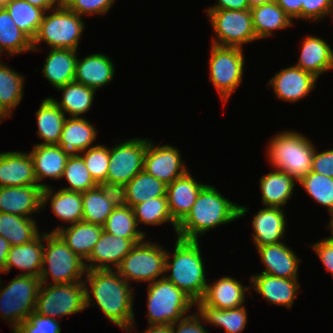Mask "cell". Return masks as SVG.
<instances>
[{
  "mask_svg": "<svg viewBox=\"0 0 333 333\" xmlns=\"http://www.w3.org/2000/svg\"><path fill=\"white\" fill-rule=\"evenodd\" d=\"M96 128L81 117L66 118L58 145L68 156H80V152L91 148L96 139Z\"/></svg>",
  "mask_w": 333,
  "mask_h": 333,
  "instance_id": "cell-23",
  "label": "cell"
},
{
  "mask_svg": "<svg viewBox=\"0 0 333 333\" xmlns=\"http://www.w3.org/2000/svg\"><path fill=\"white\" fill-rule=\"evenodd\" d=\"M166 250L159 244L142 241L136 243L132 250L123 258L116 271L129 281L154 282L165 273Z\"/></svg>",
  "mask_w": 333,
  "mask_h": 333,
  "instance_id": "cell-11",
  "label": "cell"
},
{
  "mask_svg": "<svg viewBox=\"0 0 333 333\" xmlns=\"http://www.w3.org/2000/svg\"><path fill=\"white\" fill-rule=\"evenodd\" d=\"M298 182L305 191L322 206L327 207L329 212L333 211V178L319 173L310 172L303 176Z\"/></svg>",
  "mask_w": 333,
  "mask_h": 333,
  "instance_id": "cell-46",
  "label": "cell"
},
{
  "mask_svg": "<svg viewBox=\"0 0 333 333\" xmlns=\"http://www.w3.org/2000/svg\"><path fill=\"white\" fill-rule=\"evenodd\" d=\"M285 212L283 207L265 206L260 209L252 221L254 231L253 242L257 247L277 244L285 235Z\"/></svg>",
  "mask_w": 333,
  "mask_h": 333,
  "instance_id": "cell-21",
  "label": "cell"
},
{
  "mask_svg": "<svg viewBox=\"0 0 333 333\" xmlns=\"http://www.w3.org/2000/svg\"><path fill=\"white\" fill-rule=\"evenodd\" d=\"M205 185L195 181L189 171L167 185L166 198L169 212L177 224L190 212L200 190Z\"/></svg>",
  "mask_w": 333,
  "mask_h": 333,
  "instance_id": "cell-18",
  "label": "cell"
},
{
  "mask_svg": "<svg viewBox=\"0 0 333 333\" xmlns=\"http://www.w3.org/2000/svg\"><path fill=\"white\" fill-rule=\"evenodd\" d=\"M44 239L47 245H44L43 266L39 276L41 283L46 284L49 275L52 276L53 284L83 282L81 276L86 271L84 260L56 232L44 233Z\"/></svg>",
  "mask_w": 333,
  "mask_h": 333,
  "instance_id": "cell-7",
  "label": "cell"
},
{
  "mask_svg": "<svg viewBox=\"0 0 333 333\" xmlns=\"http://www.w3.org/2000/svg\"><path fill=\"white\" fill-rule=\"evenodd\" d=\"M83 219L82 221L103 226L115 206L108 201L97 186L82 192Z\"/></svg>",
  "mask_w": 333,
  "mask_h": 333,
  "instance_id": "cell-43",
  "label": "cell"
},
{
  "mask_svg": "<svg viewBox=\"0 0 333 333\" xmlns=\"http://www.w3.org/2000/svg\"><path fill=\"white\" fill-rule=\"evenodd\" d=\"M317 80L312 73L293 65L281 69L268 84L273 87L277 98L295 102L309 94L315 88Z\"/></svg>",
  "mask_w": 333,
  "mask_h": 333,
  "instance_id": "cell-16",
  "label": "cell"
},
{
  "mask_svg": "<svg viewBox=\"0 0 333 333\" xmlns=\"http://www.w3.org/2000/svg\"><path fill=\"white\" fill-rule=\"evenodd\" d=\"M30 50L33 51L32 40L17 27L7 10L0 7V56L3 51L12 56Z\"/></svg>",
  "mask_w": 333,
  "mask_h": 333,
  "instance_id": "cell-39",
  "label": "cell"
},
{
  "mask_svg": "<svg viewBox=\"0 0 333 333\" xmlns=\"http://www.w3.org/2000/svg\"><path fill=\"white\" fill-rule=\"evenodd\" d=\"M254 290L264 299L275 305L292 307L293 301L300 288L297 279H287L268 275L265 273L251 276Z\"/></svg>",
  "mask_w": 333,
  "mask_h": 333,
  "instance_id": "cell-22",
  "label": "cell"
},
{
  "mask_svg": "<svg viewBox=\"0 0 333 333\" xmlns=\"http://www.w3.org/2000/svg\"><path fill=\"white\" fill-rule=\"evenodd\" d=\"M257 250L263 265L266 267L265 271L261 273L287 279H298V265L301 260L284 242L257 247Z\"/></svg>",
  "mask_w": 333,
  "mask_h": 333,
  "instance_id": "cell-20",
  "label": "cell"
},
{
  "mask_svg": "<svg viewBox=\"0 0 333 333\" xmlns=\"http://www.w3.org/2000/svg\"><path fill=\"white\" fill-rule=\"evenodd\" d=\"M330 214L332 216H331V220H330V223H329L330 225H328V226H329V229L332 232V235L330 237H328V239L333 240V211H331Z\"/></svg>",
  "mask_w": 333,
  "mask_h": 333,
  "instance_id": "cell-62",
  "label": "cell"
},
{
  "mask_svg": "<svg viewBox=\"0 0 333 333\" xmlns=\"http://www.w3.org/2000/svg\"><path fill=\"white\" fill-rule=\"evenodd\" d=\"M247 207L238 206L224 198L215 187L205 185L199 192L193 207L178 224L177 238L198 241V235L221 224L230 223L246 215Z\"/></svg>",
  "mask_w": 333,
  "mask_h": 333,
  "instance_id": "cell-1",
  "label": "cell"
},
{
  "mask_svg": "<svg viewBox=\"0 0 333 333\" xmlns=\"http://www.w3.org/2000/svg\"><path fill=\"white\" fill-rule=\"evenodd\" d=\"M207 12L216 33L212 44L242 48L244 44L257 40L250 9H207Z\"/></svg>",
  "mask_w": 333,
  "mask_h": 333,
  "instance_id": "cell-12",
  "label": "cell"
},
{
  "mask_svg": "<svg viewBox=\"0 0 333 333\" xmlns=\"http://www.w3.org/2000/svg\"><path fill=\"white\" fill-rule=\"evenodd\" d=\"M10 243L3 236H0V272H5V264L7 260V254L10 250Z\"/></svg>",
  "mask_w": 333,
  "mask_h": 333,
  "instance_id": "cell-57",
  "label": "cell"
},
{
  "mask_svg": "<svg viewBox=\"0 0 333 333\" xmlns=\"http://www.w3.org/2000/svg\"><path fill=\"white\" fill-rule=\"evenodd\" d=\"M311 172L333 178V149L318 153L315 148Z\"/></svg>",
  "mask_w": 333,
  "mask_h": 333,
  "instance_id": "cell-52",
  "label": "cell"
},
{
  "mask_svg": "<svg viewBox=\"0 0 333 333\" xmlns=\"http://www.w3.org/2000/svg\"><path fill=\"white\" fill-rule=\"evenodd\" d=\"M80 156L94 181L97 184L105 182L109 165V148L104 145H93Z\"/></svg>",
  "mask_w": 333,
  "mask_h": 333,
  "instance_id": "cell-47",
  "label": "cell"
},
{
  "mask_svg": "<svg viewBox=\"0 0 333 333\" xmlns=\"http://www.w3.org/2000/svg\"><path fill=\"white\" fill-rule=\"evenodd\" d=\"M143 170L169 185L184 175L187 167L182 163L179 150L171 145H155L147 140Z\"/></svg>",
  "mask_w": 333,
  "mask_h": 333,
  "instance_id": "cell-14",
  "label": "cell"
},
{
  "mask_svg": "<svg viewBox=\"0 0 333 333\" xmlns=\"http://www.w3.org/2000/svg\"><path fill=\"white\" fill-rule=\"evenodd\" d=\"M303 40L297 67L312 73L317 78L333 69V50L326 41L315 36Z\"/></svg>",
  "mask_w": 333,
  "mask_h": 333,
  "instance_id": "cell-29",
  "label": "cell"
},
{
  "mask_svg": "<svg viewBox=\"0 0 333 333\" xmlns=\"http://www.w3.org/2000/svg\"><path fill=\"white\" fill-rule=\"evenodd\" d=\"M11 0H0V7H3L7 3H9Z\"/></svg>",
  "mask_w": 333,
  "mask_h": 333,
  "instance_id": "cell-63",
  "label": "cell"
},
{
  "mask_svg": "<svg viewBox=\"0 0 333 333\" xmlns=\"http://www.w3.org/2000/svg\"><path fill=\"white\" fill-rule=\"evenodd\" d=\"M11 115L12 113H10L0 101V123L5 117H11Z\"/></svg>",
  "mask_w": 333,
  "mask_h": 333,
  "instance_id": "cell-60",
  "label": "cell"
},
{
  "mask_svg": "<svg viewBox=\"0 0 333 333\" xmlns=\"http://www.w3.org/2000/svg\"><path fill=\"white\" fill-rule=\"evenodd\" d=\"M42 191L39 185L0 187V213L32 218L30 214L43 209Z\"/></svg>",
  "mask_w": 333,
  "mask_h": 333,
  "instance_id": "cell-17",
  "label": "cell"
},
{
  "mask_svg": "<svg viewBox=\"0 0 333 333\" xmlns=\"http://www.w3.org/2000/svg\"><path fill=\"white\" fill-rule=\"evenodd\" d=\"M31 5L43 9L45 12L53 10L52 8L57 4L59 6L62 0H25Z\"/></svg>",
  "mask_w": 333,
  "mask_h": 333,
  "instance_id": "cell-58",
  "label": "cell"
},
{
  "mask_svg": "<svg viewBox=\"0 0 333 333\" xmlns=\"http://www.w3.org/2000/svg\"><path fill=\"white\" fill-rule=\"evenodd\" d=\"M115 0H62V3L79 16L106 14Z\"/></svg>",
  "mask_w": 333,
  "mask_h": 333,
  "instance_id": "cell-49",
  "label": "cell"
},
{
  "mask_svg": "<svg viewBox=\"0 0 333 333\" xmlns=\"http://www.w3.org/2000/svg\"><path fill=\"white\" fill-rule=\"evenodd\" d=\"M56 8V9H55ZM52 14L44 13L39 30L32 40L33 51L37 44L45 42L51 49H78L79 39L84 30V22L75 12L68 9L63 3L54 7Z\"/></svg>",
  "mask_w": 333,
  "mask_h": 333,
  "instance_id": "cell-6",
  "label": "cell"
},
{
  "mask_svg": "<svg viewBox=\"0 0 333 333\" xmlns=\"http://www.w3.org/2000/svg\"><path fill=\"white\" fill-rule=\"evenodd\" d=\"M141 333H172V324L149 325L148 329Z\"/></svg>",
  "mask_w": 333,
  "mask_h": 333,
  "instance_id": "cell-59",
  "label": "cell"
},
{
  "mask_svg": "<svg viewBox=\"0 0 333 333\" xmlns=\"http://www.w3.org/2000/svg\"><path fill=\"white\" fill-rule=\"evenodd\" d=\"M282 10L293 20L301 18L303 0H275Z\"/></svg>",
  "mask_w": 333,
  "mask_h": 333,
  "instance_id": "cell-55",
  "label": "cell"
},
{
  "mask_svg": "<svg viewBox=\"0 0 333 333\" xmlns=\"http://www.w3.org/2000/svg\"><path fill=\"white\" fill-rule=\"evenodd\" d=\"M250 10L257 39L272 35L273 30L283 29L292 25V19L275 0L253 6Z\"/></svg>",
  "mask_w": 333,
  "mask_h": 333,
  "instance_id": "cell-32",
  "label": "cell"
},
{
  "mask_svg": "<svg viewBox=\"0 0 333 333\" xmlns=\"http://www.w3.org/2000/svg\"><path fill=\"white\" fill-rule=\"evenodd\" d=\"M333 15V0H303L301 19L319 20L326 15Z\"/></svg>",
  "mask_w": 333,
  "mask_h": 333,
  "instance_id": "cell-50",
  "label": "cell"
},
{
  "mask_svg": "<svg viewBox=\"0 0 333 333\" xmlns=\"http://www.w3.org/2000/svg\"><path fill=\"white\" fill-rule=\"evenodd\" d=\"M147 139L126 140L109 149V165L106 181L126 185L143 171Z\"/></svg>",
  "mask_w": 333,
  "mask_h": 333,
  "instance_id": "cell-13",
  "label": "cell"
},
{
  "mask_svg": "<svg viewBox=\"0 0 333 333\" xmlns=\"http://www.w3.org/2000/svg\"><path fill=\"white\" fill-rule=\"evenodd\" d=\"M64 177L70 184L69 187L62 188L64 190L82 193L98 186L91 177L81 156L68 158L61 178Z\"/></svg>",
  "mask_w": 333,
  "mask_h": 333,
  "instance_id": "cell-45",
  "label": "cell"
},
{
  "mask_svg": "<svg viewBox=\"0 0 333 333\" xmlns=\"http://www.w3.org/2000/svg\"><path fill=\"white\" fill-rule=\"evenodd\" d=\"M149 325L173 324L184 318L195 301L164 276L149 284Z\"/></svg>",
  "mask_w": 333,
  "mask_h": 333,
  "instance_id": "cell-8",
  "label": "cell"
},
{
  "mask_svg": "<svg viewBox=\"0 0 333 333\" xmlns=\"http://www.w3.org/2000/svg\"><path fill=\"white\" fill-rule=\"evenodd\" d=\"M144 239H128L111 235L103 230L90 256L85 261L86 270H106L118 268L123 258L132 250L136 243Z\"/></svg>",
  "mask_w": 333,
  "mask_h": 333,
  "instance_id": "cell-15",
  "label": "cell"
},
{
  "mask_svg": "<svg viewBox=\"0 0 333 333\" xmlns=\"http://www.w3.org/2000/svg\"><path fill=\"white\" fill-rule=\"evenodd\" d=\"M98 187L101 189L108 201L115 207L128 205L126 186L124 184L105 181L98 183Z\"/></svg>",
  "mask_w": 333,
  "mask_h": 333,
  "instance_id": "cell-51",
  "label": "cell"
},
{
  "mask_svg": "<svg viewBox=\"0 0 333 333\" xmlns=\"http://www.w3.org/2000/svg\"><path fill=\"white\" fill-rule=\"evenodd\" d=\"M270 1H272V0H248V3L250 5V7H253V6L260 5L265 2H270Z\"/></svg>",
  "mask_w": 333,
  "mask_h": 333,
  "instance_id": "cell-61",
  "label": "cell"
},
{
  "mask_svg": "<svg viewBox=\"0 0 333 333\" xmlns=\"http://www.w3.org/2000/svg\"><path fill=\"white\" fill-rule=\"evenodd\" d=\"M38 136L44 140L43 145H58L64 122L65 113L49 97L42 101L36 111Z\"/></svg>",
  "mask_w": 333,
  "mask_h": 333,
  "instance_id": "cell-34",
  "label": "cell"
},
{
  "mask_svg": "<svg viewBox=\"0 0 333 333\" xmlns=\"http://www.w3.org/2000/svg\"><path fill=\"white\" fill-rule=\"evenodd\" d=\"M250 8L248 0H217V4L208 9L246 10Z\"/></svg>",
  "mask_w": 333,
  "mask_h": 333,
  "instance_id": "cell-56",
  "label": "cell"
},
{
  "mask_svg": "<svg viewBox=\"0 0 333 333\" xmlns=\"http://www.w3.org/2000/svg\"><path fill=\"white\" fill-rule=\"evenodd\" d=\"M197 313L185 316L172 324V333H208ZM179 324V325H177ZM177 325V326H176ZM175 327H177L175 329Z\"/></svg>",
  "mask_w": 333,
  "mask_h": 333,
  "instance_id": "cell-53",
  "label": "cell"
},
{
  "mask_svg": "<svg viewBox=\"0 0 333 333\" xmlns=\"http://www.w3.org/2000/svg\"><path fill=\"white\" fill-rule=\"evenodd\" d=\"M312 247L323 262L326 270L333 276V240L325 238L321 242L313 244Z\"/></svg>",
  "mask_w": 333,
  "mask_h": 333,
  "instance_id": "cell-54",
  "label": "cell"
},
{
  "mask_svg": "<svg viewBox=\"0 0 333 333\" xmlns=\"http://www.w3.org/2000/svg\"><path fill=\"white\" fill-rule=\"evenodd\" d=\"M38 185L33 161L20 151L0 153V187Z\"/></svg>",
  "mask_w": 333,
  "mask_h": 333,
  "instance_id": "cell-19",
  "label": "cell"
},
{
  "mask_svg": "<svg viewBox=\"0 0 333 333\" xmlns=\"http://www.w3.org/2000/svg\"><path fill=\"white\" fill-rule=\"evenodd\" d=\"M57 90L63 91L61 102H57L52 97L50 98L65 114L67 113L71 117H80L81 114L83 115V113L91 109L96 91L75 81L67 83L57 88Z\"/></svg>",
  "mask_w": 333,
  "mask_h": 333,
  "instance_id": "cell-36",
  "label": "cell"
},
{
  "mask_svg": "<svg viewBox=\"0 0 333 333\" xmlns=\"http://www.w3.org/2000/svg\"><path fill=\"white\" fill-rule=\"evenodd\" d=\"M24 77L0 60V101L11 113L23 99Z\"/></svg>",
  "mask_w": 333,
  "mask_h": 333,
  "instance_id": "cell-44",
  "label": "cell"
},
{
  "mask_svg": "<svg viewBox=\"0 0 333 333\" xmlns=\"http://www.w3.org/2000/svg\"><path fill=\"white\" fill-rule=\"evenodd\" d=\"M275 170L260 179L262 203L264 206L282 207L291 198L296 183L290 174Z\"/></svg>",
  "mask_w": 333,
  "mask_h": 333,
  "instance_id": "cell-33",
  "label": "cell"
},
{
  "mask_svg": "<svg viewBox=\"0 0 333 333\" xmlns=\"http://www.w3.org/2000/svg\"><path fill=\"white\" fill-rule=\"evenodd\" d=\"M88 289L86 281L53 285L41 283L35 312L53 319L81 312L92 303V293Z\"/></svg>",
  "mask_w": 333,
  "mask_h": 333,
  "instance_id": "cell-5",
  "label": "cell"
},
{
  "mask_svg": "<svg viewBox=\"0 0 333 333\" xmlns=\"http://www.w3.org/2000/svg\"><path fill=\"white\" fill-rule=\"evenodd\" d=\"M268 145L269 163L299 181L311 172L315 147L306 136L285 131L275 135Z\"/></svg>",
  "mask_w": 333,
  "mask_h": 333,
  "instance_id": "cell-4",
  "label": "cell"
},
{
  "mask_svg": "<svg viewBox=\"0 0 333 333\" xmlns=\"http://www.w3.org/2000/svg\"><path fill=\"white\" fill-rule=\"evenodd\" d=\"M114 64L104 54H91L77 58L74 81L95 90L108 84L114 76Z\"/></svg>",
  "mask_w": 333,
  "mask_h": 333,
  "instance_id": "cell-24",
  "label": "cell"
},
{
  "mask_svg": "<svg viewBox=\"0 0 333 333\" xmlns=\"http://www.w3.org/2000/svg\"><path fill=\"white\" fill-rule=\"evenodd\" d=\"M33 219L10 213H0V236L8 240L11 246L22 245L34 240L39 232Z\"/></svg>",
  "mask_w": 333,
  "mask_h": 333,
  "instance_id": "cell-37",
  "label": "cell"
},
{
  "mask_svg": "<svg viewBox=\"0 0 333 333\" xmlns=\"http://www.w3.org/2000/svg\"><path fill=\"white\" fill-rule=\"evenodd\" d=\"M251 287L243 286L238 280L231 277H221L211 285L207 284L202 301L218 309H230L243 306L245 291Z\"/></svg>",
  "mask_w": 333,
  "mask_h": 333,
  "instance_id": "cell-27",
  "label": "cell"
},
{
  "mask_svg": "<svg viewBox=\"0 0 333 333\" xmlns=\"http://www.w3.org/2000/svg\"><path fill=\"white\" fill-rule=\"evenodd\" d=\"M125 186L127 202L131 208L151 198L166 196L167 185L144 170L136 174Z\"/></svg>",
  "mask_w": 333,
  "mask_h": 333,
  "instance_id": "cell-38",
  "label": "cell"
},
{
  "mask_svg": "<svg viewBox=\"0 0 333 333\" xmlns=\"http://www.w3.org/2000/svg\"><path fill=\"white\" fill-rule=\"evenodd\" d=\"M210 54V80L221 95L222 102H226L243 80V50L212 44Z\"/></svg>",
  "mask_w": 333,
  "mask_h": 333,
  "instance_id": "cell-10",
  "label": "cell"
},
{
  "mask_svg": "<svg viewBox=\"0 0 333 333\" xmlns=\"http://www.w3.org/2000/svg\"><path fill=\"white\" fill-rule=\"evenodd\" d=\"M33 161L34 174L38 185L46 188L47 184H40L45 177L59 179L65 170L68 156L59 145L35 144L30 152Z\"/></svg>",
  "mask_w": 333,
  "mask_h": 333,
  "instance_id": "cell-25",
  "label": "cell"
},
{
  "mask_svg": "<svg viewBox=\"0 0 333 333\" xmlns=\"http://www.w3.org/2000/svg\"><path fill=\"white\" fill-rule=\"evenodd\" d=\"M48 187L42 191V207L50 199V206L57 218L67 223H77L83 219L82 193L60 189L57 193Z\"/></svg>",
  "mask_w": 333,
  "mask_h": 333,
  "instance_id": "cell-31",
  "label": "cell"
},
{
  "mask_svg": "<svg viewBox=\"0 0 333 333\" xmlns=\"http://www.w3.org/2000/svg\"><path fill=\"white\" fill-rule=\"evenodd\" d=\"M59 321L42 316L35 311L13 331V333H60Z\"/></svg>",
  "mask_w": 333,
  "mask_h": 333,
  "instance_id": "cell-48",
  "label": "cell"
},
{
  "mask_svg": "<svg viewBox=\"0 0 333 333\" xmlns=\"http://www.w3.org/2000/svg\"><path fill=\"white\" fill-rule=\"evenodd\" d=\"M40 285L39 277L21 273L0 289L1 317L11 322L12 331L35 311Z\"/></svg>",
  "mask_w": 333,
  "mask_h": 333,
  "instance_id": "cell-9",
  "label": "cell"
},
{
  "mask_svg": "<svg viewBox=\"0 0 333 333\" xmlns=\"http://www.w3.org/2000/svg\"><path fill=\"white\" fill-rule=\"evenodd\" d=\"M3 7L11 15L17 27L33 40L39 30L45 11L25 0H11Z\"/></svg>",
  "mask_w": 333,
  "mask_h": 333,
  "instance_id": "cell-40",
  "label": "cell"
},
{
  "mask_svg": "<svg viewBox=\"0 0 333 333\" xmlns=\"http://www.w3.org/2000/svg\"><path fill=\"white\" fill-rule=\"evenodd\" d=\"M137 226L133 209L127 205L114 208L104 223L103 230L111 235L122 238L144 239L145 233L138 230Z\"/></svg>",
  "mask_w": 333,
  "mask_h": 333,
  "instance_id": "cell-41",
  "label": "cell"
},
{
  "mask_svg": "<svg viewBox=\"0 0 333 333\" xmlns=\"http://www.w3.org/2000/svg\"><path fill=\"white\" fill-rule=\"evenodd\" d=\"M113 269L86 270L87 284L107 319L122 330L131 331L135 326L133 290L119 272ZM134 324V325H133Z\"/></svg>",
  "mask_w": 333,
  "mask_h": 333,
  "instance_id": "cell-2",
  "label": "cell"
},
{
  "mask_svg": "<svg viewBox=\"0 0 333 333\" xmlns=\"http://www.w3.org/2000/svg\"><path fill=\"white\" fill-rule=\"evenodd\" d=\"M132 209L137 225L140 222L147 225H160L170 222L175 232L177 230L178 224L172 219L166 196L151 198L143 203L134 205Z\"/></svg>",
  "mask_w": 333,
  "mask_h": 333,
  "instance_id": "cell-42",
  "label": "cell"
},
{
  "mask_svg": "<svg viewBox=\"0 0 333 333\" xmlns=\"http://www.w3.org/2000/svg\"><path fill=\"white\" fill-rule=\"evenodd\" d=\"M52 232H56L75 254L86 260L99 240L103 226L80 221L67 228L57 227Z\"/></svg>",
  "mask_w": 333,
  "mask_h": 333,
  "instance_id": "cell-28",
  "label": "cell"
},
{
  "mask_svg": "<svg viewBox=\"0 0 333 333\" xmlns=\"http://www.w3.org/2000/svg\"><path fill=\"white\" fill-rule=\"evenodd\" d=\"M172 258L169 261L170 254L167 252L165 272L170 270L171 274L168 276L164 274V277L195 302L201 300L208 283L199 241L177 238Z\"/></svg>",
  "mask_w": 333,
  "mask_h": 333,
  "instance_id": "cell-3",
  "label": "cell"
},
{
  "mask_svg": "<svg viewBox=\"0 0 333 333\" xmlns=\"http://www.w3.org/2000/svg\"><path fill=\"white\" fill-rule=\"evenodd\" d=\"M39 234L34 240L22 245L11 246L7 254L5 273L12 267L24 270L23 275L39 277L43 266L44 233ZM43 243V244H42Z\"/></svg>",
  "mask_w": 333,
  "mask_h": 333,
  "instance_id": "cell-26",
  "label": "cell"
},
{
  "mask_svg": "<svg viewBox=\"0 0 333 333\" xmlns=\"http://www.w3.org/2000/svg\"><path fill=\"white\" fill-rule=\"evenodd\" d=\"M76 63V50L51 49L42 69L43 76L57 89L74 81Z\"/></svg>",
  "mask_w": 333,
  "mask_h": 333,
  "instance_id": "cell-30",
  "label": "cell"
},
{
  "mask_svg": "<svg viewBox=\"0 0 333 333\" xmlns=\"http://www.w3.org/2000/svg\"><path fill=\"white\" fill-rule=\"evenodd\" d=\"M198 315L205 322L225 328L226 333H240L247 323L246 307L240 306L230 309H218L206 305L202 300L195 302Z\"/></svg>",
  "mask_w": 333,
  "mask_h": 333,
  "instance_id": "cell-35",
  "label": "cell"
}]
</instances>
